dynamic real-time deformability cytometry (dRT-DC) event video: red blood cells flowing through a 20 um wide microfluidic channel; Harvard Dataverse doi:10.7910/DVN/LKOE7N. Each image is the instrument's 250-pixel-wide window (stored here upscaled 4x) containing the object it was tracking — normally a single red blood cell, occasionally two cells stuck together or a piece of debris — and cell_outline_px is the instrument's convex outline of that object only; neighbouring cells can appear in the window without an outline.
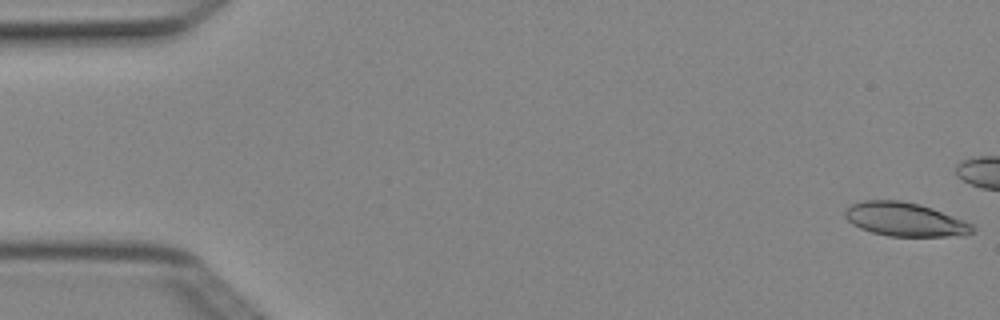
{"species": "Egyptian fruit bat (a non-hibernating species)", "species_latin": "Rousettus aegyptiacus", "temperature_condition": "cold", "stored_images_in_passage": 9, "camera_frame_rate_fps": 3000, "um_per_image_px": 0.085, "animal": {"sex": "female"}, "frame": {"image": 1, "passage_image": 1, "time_ms": 0.0, "image_size_px": [1000, 320], "cell_outline_px": [[976, 232], [964, 236], [888, 236], [872, 232], [860, 228], [852, 224], [844, 216], [844, 212], [852, 204], [864, 200], [900, 200], [920, 204], [932, 208], [964, 220], [972, 224], [976, 228]], "centroid_in_image_um": [76.96, 18.66], "position_along_channel_um": 8.0, "area_um2": 25.2}}
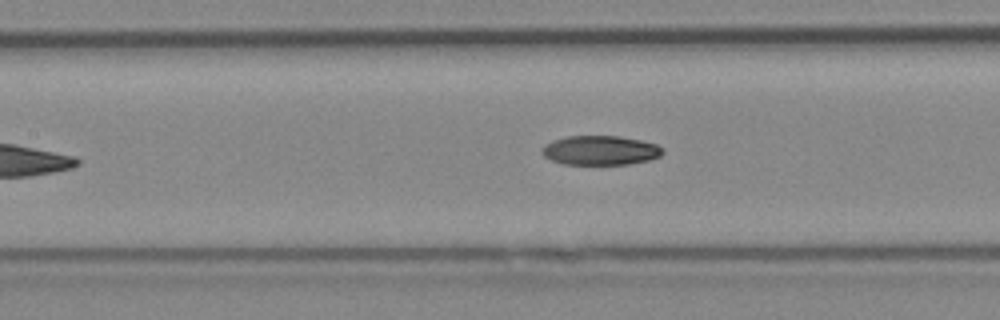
{"frame": {"image": 2, "passage_image": 8, "time_ms": 2.333, "image_size_px": [1000, 320], "cell_outline_px": [[664, 152], [660, 156], [648, 160], [628, 164], [564, 164], [552, 160], [544, 156], [540, 152], [544, 144], [552, 140], [568, 136], [620, 136], [640, 140], [656, 144], [664, 148]], "centroid_in_image_um": [51.02, 12.77], "position_along_channel_um": 156.4, "area_um2": 20.69}}
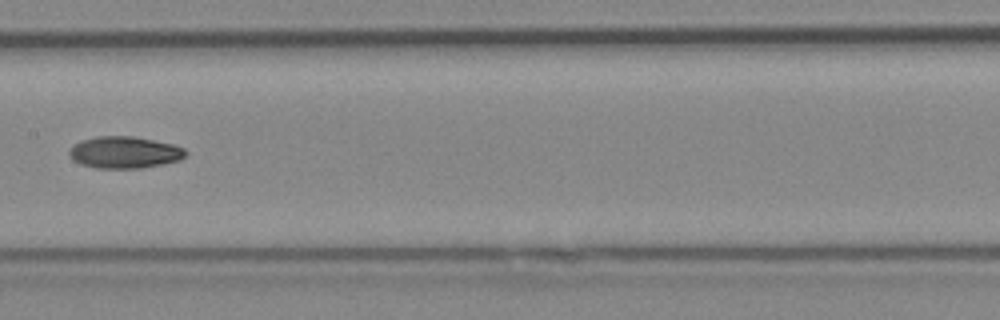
{"frame": {"image": 3, "passage_image": 9, "time_ms": 2.667, "image_size_px": [1000, 320], "cell_outline_px": [[188, 152], [180, 160], [164, 164], [140, 168], [96, 168], [80, 164], [72, 160], [68, 152], [80, 140], [96, 136], [132, 136], [172, 144], [184, 148]], "centroid_in_image_um": [10.58, 12.95], "position_along_channel_um": 196.8, "area_um2": 21.56}}